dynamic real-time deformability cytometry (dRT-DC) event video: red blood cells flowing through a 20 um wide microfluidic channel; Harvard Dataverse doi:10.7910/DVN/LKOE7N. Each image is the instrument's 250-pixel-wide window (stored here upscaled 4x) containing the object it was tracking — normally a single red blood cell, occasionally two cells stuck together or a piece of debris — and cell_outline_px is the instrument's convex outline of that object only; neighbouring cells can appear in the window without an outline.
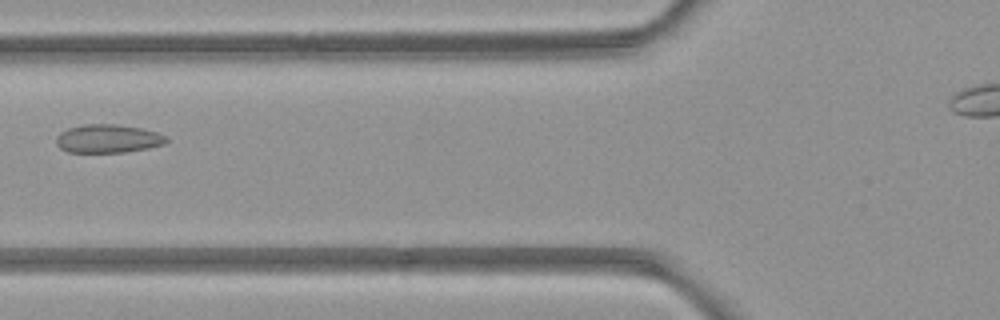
{"species": "common noctule bat (a hibernating species)", "species_latin": "Nyctalus noctula", "temperature_condition": "room temperature", "stored_images_in_passage": 5, "segment_of_instrument_passage": [1, 2], "camera_frame_rate_fps": 3000, "um_per_image_px": 0.085, "animal": {"sex": "female", "body_mass_g": 21.9}, "frame": {"image": 1, "passage_image": 4, "time_ms": 3.333, "image_size_px": [1000, 320], "cell_outline_px": [[168, 140], [164, 144], [148, 148], [124, 152], [68, 152], [60, 148], [56, 144], [56, 136], [60, 132], [68, 128], [84, 124], [116, 124], [140, 128], [156, 132], [168, 136]], "centroid_in_image_um": [9.17, 11.78], "position_along_channel_um": 116.6, "area_um2": 18.26}}